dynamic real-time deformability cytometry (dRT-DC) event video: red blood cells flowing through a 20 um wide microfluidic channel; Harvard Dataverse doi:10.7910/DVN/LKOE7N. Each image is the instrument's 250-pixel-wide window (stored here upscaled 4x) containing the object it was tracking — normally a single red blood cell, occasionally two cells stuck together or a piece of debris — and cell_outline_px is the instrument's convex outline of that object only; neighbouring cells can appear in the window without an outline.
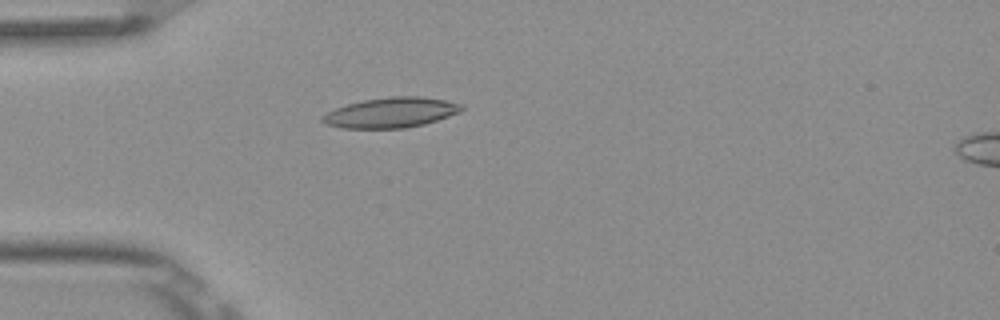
{"species": "Egyptian fruit bat (a non-hibernating species)", "species_latin": "Rousettus aegyptiacus", "temperature_condition": "room temperature", "stored_images_in_passage": 6, "camera_frame_rate_fps": 3000, "um_per_image_px": 0.085, "frame": {"image": 1, "passage_image": 5, "time_ms": 1.333, "image_size_px": [1000, 320], "cell_outline_px": [[464, 108], [460, 112], [424, 124], [404, 128], [340, 128], [324, 124], [320, 120], [320, 116], [336, 108], [348, 104], [364, 100], [392, 96], [420, 96], [444, 100], [464, 104]], "centroid_in_image_um": [33.22, 9.57], "position_along_channel_um": 51.8, "area_um2": 24.45}}